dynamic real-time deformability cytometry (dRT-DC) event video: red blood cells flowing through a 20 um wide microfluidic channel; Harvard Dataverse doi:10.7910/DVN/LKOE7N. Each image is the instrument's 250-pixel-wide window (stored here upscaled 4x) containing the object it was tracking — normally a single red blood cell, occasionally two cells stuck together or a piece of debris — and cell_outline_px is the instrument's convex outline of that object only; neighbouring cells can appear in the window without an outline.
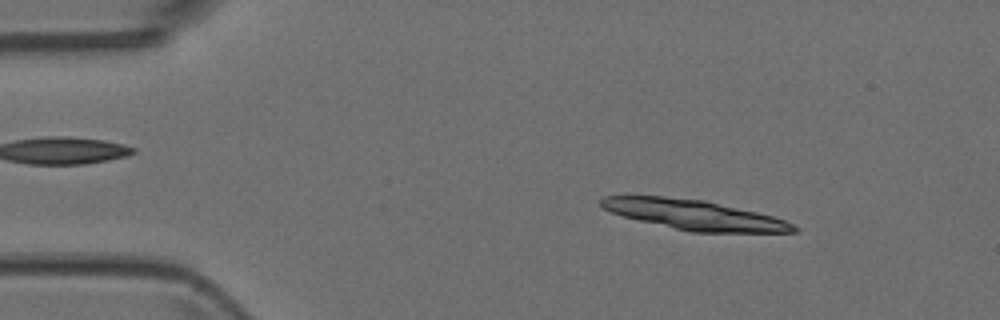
{"species": "Egyptian fruit bat (a non-hibernating species)", "species_latin": "Rousettus aegyptiacus", "temperature_condition": "room temperature", "stored_images_in_passage": 3, "camera_frame_rate_fps": 3000, "um_per_image_px": 0.085, "animal": {"sex": "female"}, "frame": {"image": 1, "passage_image": 1, "time_ms": 0.0, "image_size_px": [1000, 320], "cell_outline_px": [[800, 228], [796, 232], [692, 232], [640, 220], [624, 216], [612, 212], [604, 208], [600, 204], [600, 200], [604, 196], [664, 196], [704, 200], [756, 212], [772, 216], [796, 224]], "centroid_in_image_um": [59.06, 18.26], "position_along_channel_um": 25.9, "area_um2": 33.0}}